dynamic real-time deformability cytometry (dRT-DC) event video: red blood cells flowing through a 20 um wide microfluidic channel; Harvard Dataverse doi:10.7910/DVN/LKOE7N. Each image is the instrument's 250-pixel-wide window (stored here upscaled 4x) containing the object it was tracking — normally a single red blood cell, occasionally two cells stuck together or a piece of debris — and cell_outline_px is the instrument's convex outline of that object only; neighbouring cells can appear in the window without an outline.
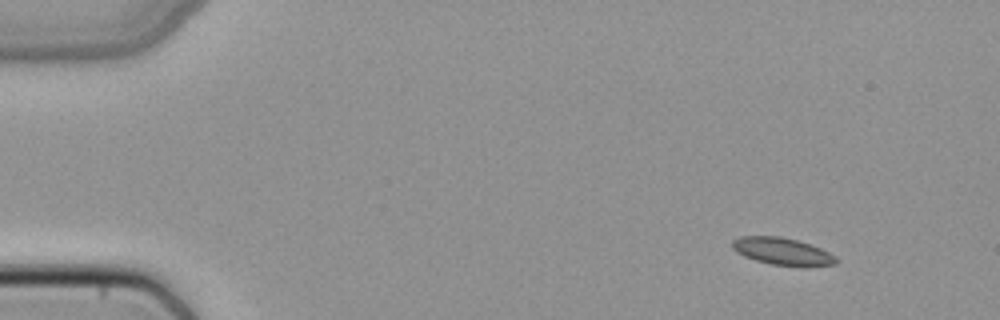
{"species": "common noctule bat (a hibernating species)", "species_latin": "Nyctalus noctula", "temperature_condition": "cold", "stored_images_in_passage": 46, "camera_frame_rate_fps": 3000, "um_per_image_px": 0.085, "animal": {"sex": "female", "body_mass_g": 22.7, "forearm_length_mm": 54.2}, "frame": {"image": 1, "passage_image": 1, "time_ms": 0.0, "image_size_px": [1000, 320], "cell_outline_px": [[836, 264], [808, 268], [804, 268], [772, 264], [756, 260], [744, 256], [736, 252], [732, 248], [732, 240], [740, 236], [780, 236], [796, 240], [820, 248], [836, 256]], "centroid_in_image_um": [66.51, 21.39], "position_along_channel_um": 18.5, "area_um2": 16.7}}
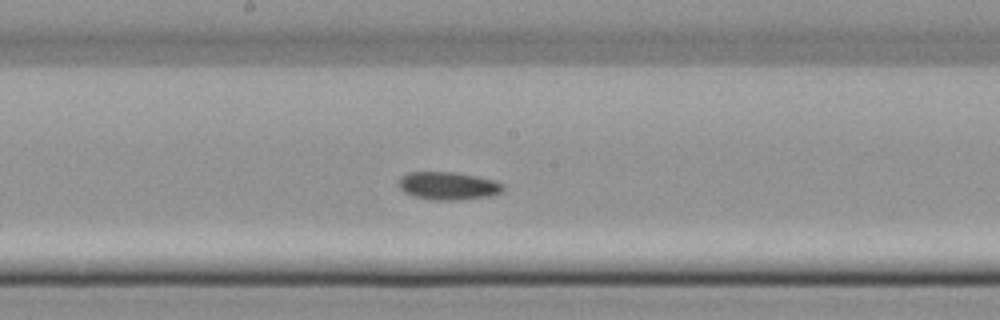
{"frame": {"image": 2, "passage_image": 23, "time_ms": 7.333, "image_size_px": [1000, 320], "cell_outline_px": [[504, 188], [500, 192], [488, 196], [452, 200], [436, 200], [416, 196], [404, 192], [396, 184], [396, 180], [400, 176], [408, 172], [456, 172], [496, 180], [504, 184]], "centroid_in_image_um": [38.05, 15.77], "position_along_channel_um": 210.2, "area_um2": 16.99}}
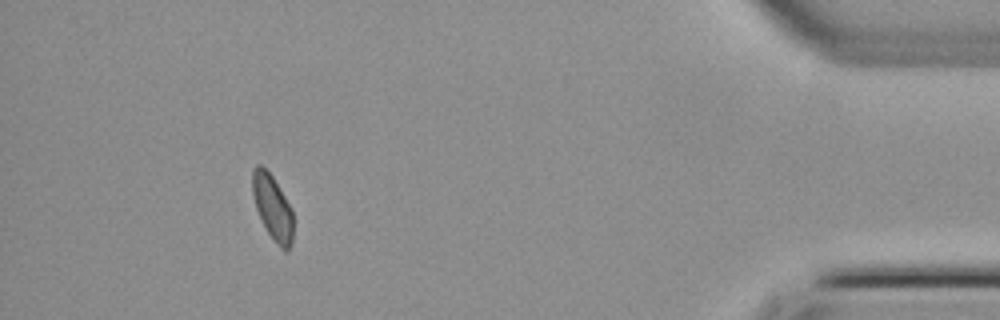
{"frame": {"image": 3, "passage_image": 42, "time_ms": 13.667, "image_size_px": [1000, 320], "cell_outline_px": [[292, 244], [288, 252], [284, 252], [280, 248], [268, 232], [256, 208], [252, 192], [252, 168], [256, 164], [260, 164], [272, 176], [292, 208]], "centroid_in_image_um": [23.17, 17.63], "position_along_channel_um": 412.0, "area_um2": 15.32}}